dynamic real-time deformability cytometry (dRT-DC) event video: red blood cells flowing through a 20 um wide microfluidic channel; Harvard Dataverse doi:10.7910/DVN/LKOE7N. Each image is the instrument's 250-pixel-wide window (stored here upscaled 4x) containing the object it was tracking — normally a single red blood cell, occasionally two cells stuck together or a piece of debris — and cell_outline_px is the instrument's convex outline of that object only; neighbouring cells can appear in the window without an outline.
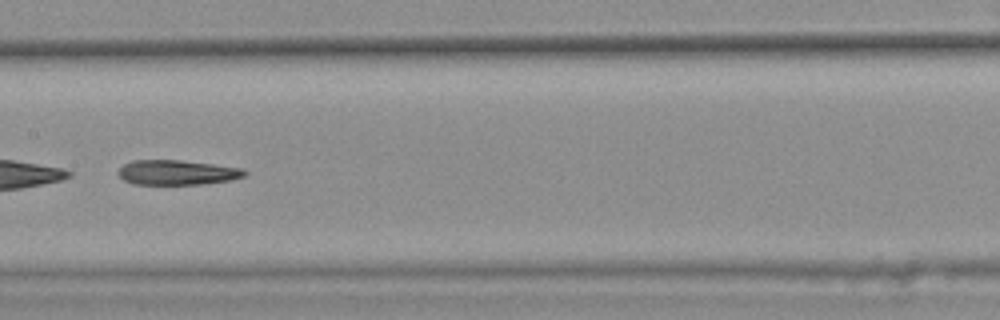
{"species": "common noctule bat (a hibernating species)", "species_latin": "Nyctalus noctula", "temperature_condition": "warm", "stored_images_in_passage": 43, "camera_frame_rate_fps": 3000, "um_per_image_px": 0.085, "animal": {"sex": "female", "body_mass_g": 25.1}, "frame": {"image": 1, "passage_image": 25, "time_ms": 8.0, "image_size_px": [1000, 320], "cell_outline_px": [[248, 172], [244, 176], [232, 180], [200, 184], [132, 184], [124, 180], [116, 172], [124, 164], [132, 160], [180, 160], [244, 168]], "centroid_in_image_um": [15.06, 14.66], "position_along_channel_um": 192.3, "area_um2": 18.32}, "authors_computed_cell_mechanics": {"area_um2": 19.9988, "velocity_mm_per_s": 3.8149, "shape_relaxation_time_tau1_ms": null, "shape_relaxation_time_tau2_ms": 5.9921, "deformation_change_tau1": null, "deformation_change_tau2": 0.1636}}